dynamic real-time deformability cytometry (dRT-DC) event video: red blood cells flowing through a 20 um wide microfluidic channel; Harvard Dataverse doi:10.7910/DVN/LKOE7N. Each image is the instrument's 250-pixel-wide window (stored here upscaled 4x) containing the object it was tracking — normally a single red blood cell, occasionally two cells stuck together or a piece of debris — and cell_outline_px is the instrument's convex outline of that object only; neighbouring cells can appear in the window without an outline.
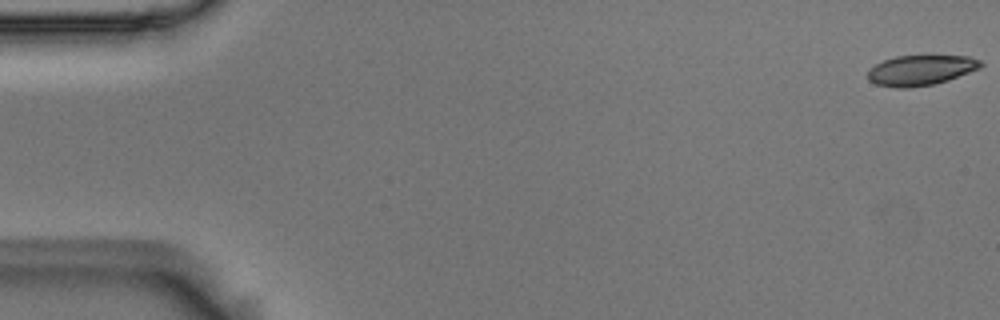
{"species": "Egyptian fruit bat (a non-hibernating species)", "species_latin": "Rousettus aegyptiacus", "temperature_condition": "room temperature", "stored_images_in_passage": 4, "camera_frame_rate_fps": 3000, "um_per_image_px": 0.085, "animal": {"sex": "male"}, "frame": {"image": 1, "passage_image": 1, "time_ms": 0.0, "image_size_px": [1000, 320], "cell_outline_px": [[984, 64], [980, 68], [948, 80], [932, 84], [908, 88], [896, 88], [876, 84], [868, 80], [868, 68], [884, 60], [896, 56], [968, 56], [980, 60]], "centroid_in_image_um": [78.24, 5.97], "position_along_channel_um": 6.8, "area_um2": 19.83}}
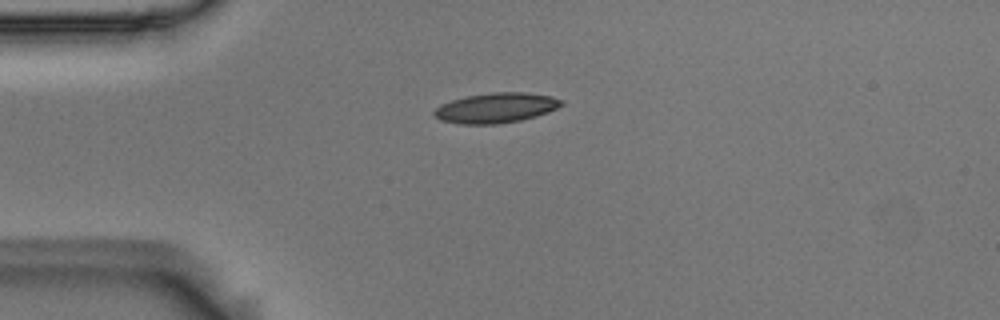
{"frame": {"image": 2, "passage_image": 4, "time_ms": 1.0, "image_size_px": [1000, 320], "cell_outline_px": [[564, 104], [548, 112], [536, 116], [520, 120], [496, 124], [460, 124], [440, 120], [432, 112], [440, 104], [452, 100], [468, 96], [492, 92], [524, 92], [552, 96], [564, 100]], "centroid_in_image_um": [42.17, 9.16], "position_along_channel_um": 42.8, "area_um2": 22.25}}